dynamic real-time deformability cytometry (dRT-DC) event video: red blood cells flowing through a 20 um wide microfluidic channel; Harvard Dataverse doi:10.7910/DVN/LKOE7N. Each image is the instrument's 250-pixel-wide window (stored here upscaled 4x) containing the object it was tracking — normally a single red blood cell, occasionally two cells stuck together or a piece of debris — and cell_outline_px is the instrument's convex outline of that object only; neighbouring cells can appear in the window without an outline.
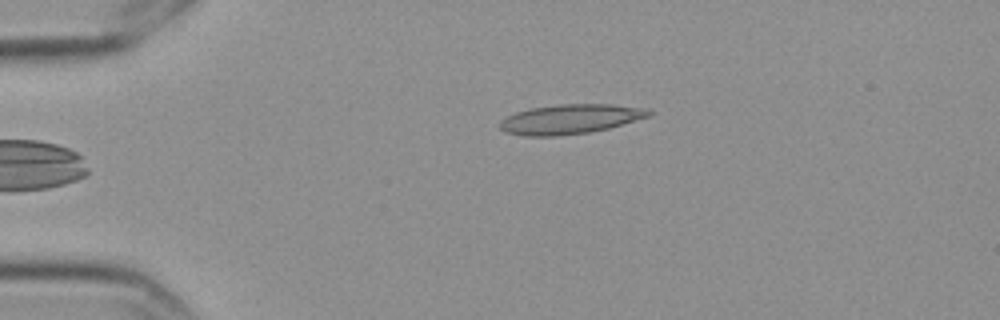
{"species": "Egyptian fruit bat (a non-hibernating species)", "species_latin": "Rousettus aegyptiacus", "temperature_condition": "cold", "stored_images_in_passage": 5, "camera_frame_rate_fps": 3000, "um_per_image_px": 0.085, "frame": {"image": 1, "passage_image": 5, "time_ms": 1.333, "image_size_px": [1000, 320], "cell_outline_px": [[652, 116], [608, 128], [588, 132], [556, 136], [524, 136], [504, 132], [500, 128], [500, 120], [516, 112], [532, 108], [560, 104], [612, 104], [644, 108], [652, 112]], "centroid_in_image_um": [48.47, 10.12], "position_along_channel_um": 36.5, "area_um2": 25.61}}